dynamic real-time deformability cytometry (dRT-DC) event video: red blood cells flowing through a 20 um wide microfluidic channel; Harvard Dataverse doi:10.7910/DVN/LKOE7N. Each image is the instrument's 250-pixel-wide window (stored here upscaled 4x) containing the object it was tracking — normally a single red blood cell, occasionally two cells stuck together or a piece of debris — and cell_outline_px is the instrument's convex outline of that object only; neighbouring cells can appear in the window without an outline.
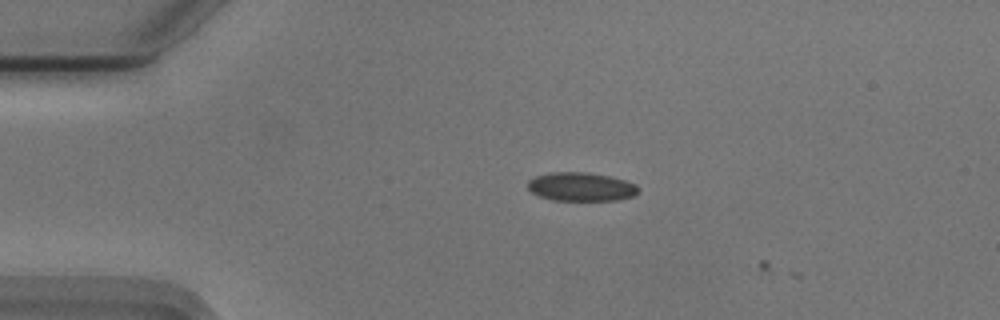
{"species": "Egyptian fruit bat (a non-hibernating species)", "species_latin": "Rousettus aegyptiacus", "temperature_condition": "cold", "stored_images_in_passage": 3, "camera_frame_rate_fps": 3000, "um_per_image_px": 0.085, "animal": {"sex": "male"}, "frame": {"image": 1, "passage_image": 2, "time_ms": 0.333, "image_size_px": [1000, 320], "cell_outline_px": [[640, 188], [632, 196], [616, 200], [552, 200], [540, 196], [532, 192], [528, 188], [528, 180], [536, 176], [548, 172], [588, 172], [608, 176], [624, 180], [636, 184]], "centroid_in_image_um": [49.37, 15.86], "position_along_channel_um": 35.6, "area_um2": 18.38}}